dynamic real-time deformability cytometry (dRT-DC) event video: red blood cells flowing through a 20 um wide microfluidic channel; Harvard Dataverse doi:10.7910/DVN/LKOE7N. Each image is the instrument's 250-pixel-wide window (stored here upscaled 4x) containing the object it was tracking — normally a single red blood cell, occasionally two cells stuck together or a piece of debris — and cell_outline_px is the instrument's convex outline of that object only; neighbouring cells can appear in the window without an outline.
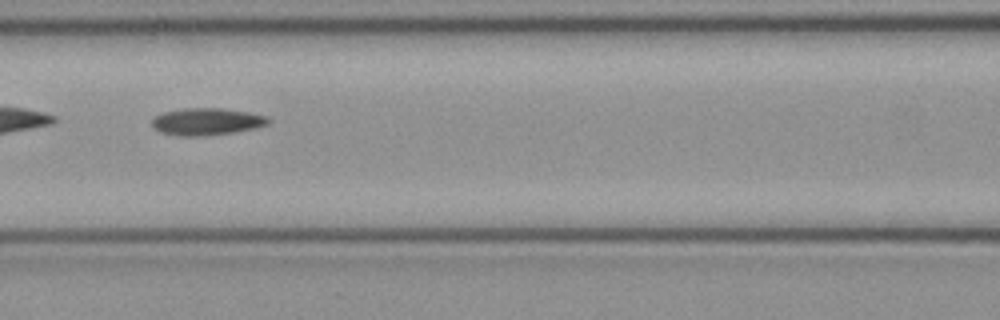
{"species": "common noctule bat (a hibernating species)", "species_latin": "Nyctalus noctula", "temperature_condition": "cold", "stored_images_in_passage": 6, "camera_frame_rate_fps": 3000, "um_per_image_px": 0.085, "animal": {"sex": "female", "body_mass_g": 21.9}, "frame": {"image": 1, "passage_image": 6, "time_ms": 1.667, "image_size_px": [1000, 320], "cell_outline_px": [[272, 120], [268, 124], [256, 128], [232, 132], [200, 136], [180, 136], [160, 132], [152, 128], [152, 120], [156, 116], [164, 112], [184, 108], [220, 108], [248, 112], [264, 116]], "centroid_in_image_um": [17.55, 10.34], "position_along_channel_um": 149.1, "area_um2": 18.26}}